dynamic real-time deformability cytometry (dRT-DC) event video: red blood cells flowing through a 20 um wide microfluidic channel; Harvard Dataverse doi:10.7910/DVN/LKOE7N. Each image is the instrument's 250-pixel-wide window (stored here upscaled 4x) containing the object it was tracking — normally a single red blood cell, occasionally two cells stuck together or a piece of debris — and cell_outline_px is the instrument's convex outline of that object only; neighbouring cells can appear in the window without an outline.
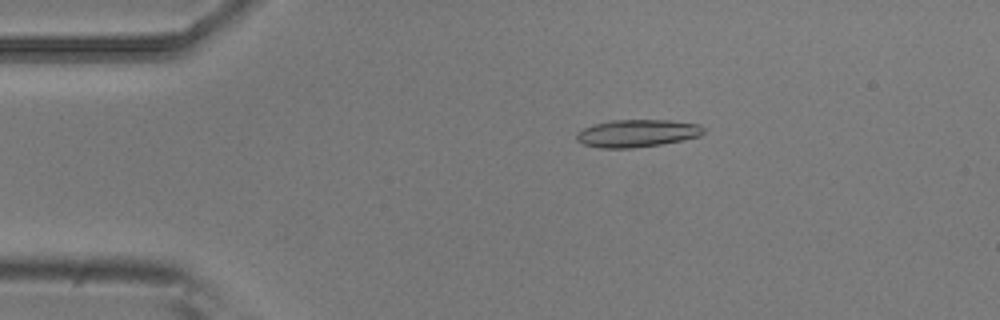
{"species": "common noctule bat (a hibernating species)", "species_latin": "Nyctalus noctula", "temperature_condition": "room temperature", "stored_images_in_passage": 5, "camera_frame_rate_fps": 3000, "um_per_image_px": 0.085, "animal": {"sex": "male", "body_mass_g": 20.5, "forearm_length_mm": 52.5}, "frame": {"image": 1, "passage_image": 3, "time_ms": 0.667, "image_size_px": [1000, 320], "cell_outline_px": [[704, 132], [700, 136], [684, 140], [660, 144], [632, 148], [600, 148], [584, 144], [576, 140], [576, 136], [584, 128], [592, 124], [608, 120], [672, 120], [700, 124], [704, 128]], "centroid_in_image_um": [54.18, 11.32], "position_along_channel_um": 30.8, "area_um2": 20.46}}
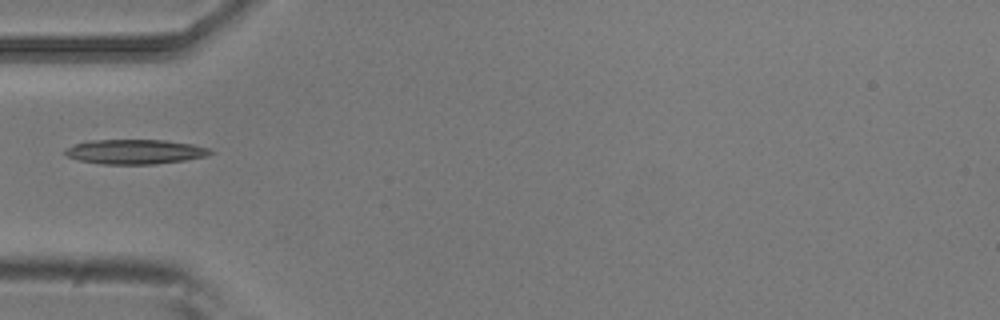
{"frame": {"image": 2, "passage_image": 5, "time_ms": 1.333, "image_size_px": [1000, 320], "cell_outline_px": [[216, 152], [208, 156], [184, 160], [156, 164], [100, 164], [80, 160], [68, 156], [64, 152], [64, 148], [88, 140], [168, 140], [192, 144], [208, 148]], "centroid_in_image_um": [11.51, 12.89], "position_along_channel_um": 73.5, "area_um2": 20.92}}